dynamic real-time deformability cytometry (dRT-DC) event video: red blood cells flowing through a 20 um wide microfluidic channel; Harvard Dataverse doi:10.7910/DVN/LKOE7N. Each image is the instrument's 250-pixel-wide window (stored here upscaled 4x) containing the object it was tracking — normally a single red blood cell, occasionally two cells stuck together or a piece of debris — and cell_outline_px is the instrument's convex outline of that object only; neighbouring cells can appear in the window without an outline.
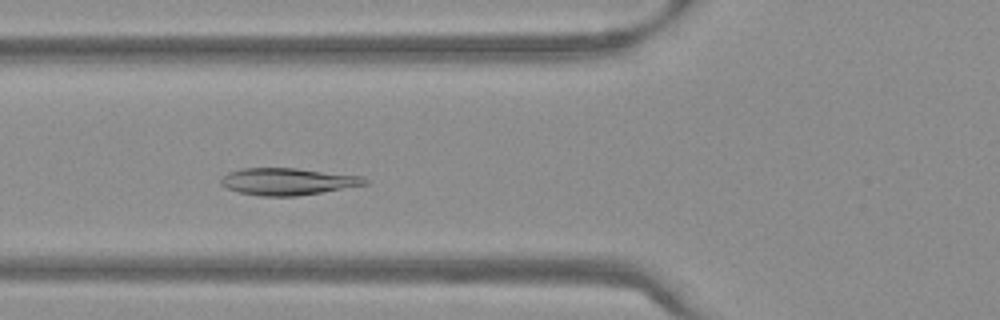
{"species": "Egyptian fruit bat (a non-hibernating species)", "species_latin": "Rousettus aegyptiacus", "temperature_condition": "warm", "stored_images_in_passage": 51, "camera_frame_rate_fps": 3000, "um_per_image_px": 0.085, "frame": {"image": 1, "passage_image": 17, "time_ms": 5.333, "image_size_px": [1000, 320], "cell_outline_px": [[368, 184], [296, 196], [260, 196], [240, 192], [228, 188], [220, 184], [220, 180], [228, 172], [240, 168], [296, 168], [364, 176], [368, 180]], "centroid_in_image_um": [24.46, 15.42], "position_along_channel_um": 101.3, "area_um2": 22.54}}
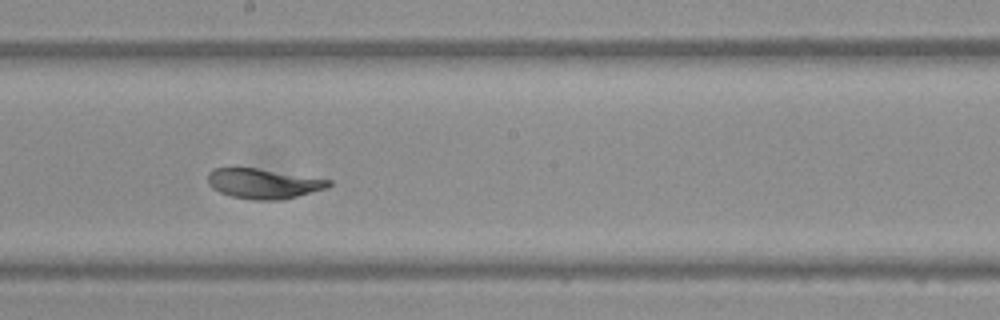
{"frame": {"image": 2, "passage_image": 27, "time_ms": 8.667, "image_size_px": [1000, 320], "cell_outline_px": [[332, 184], [328, 188], [284, 200], [252, 200], [232, 196], [220, 192], [212, 188], [208, 184], [208, 172], [216, 168], [256, 168], [332, 180]], "centroid_in_image_um": [22.42, 15.62], "position_along_channel_um": 225.8, "area_um2": 21.15}}
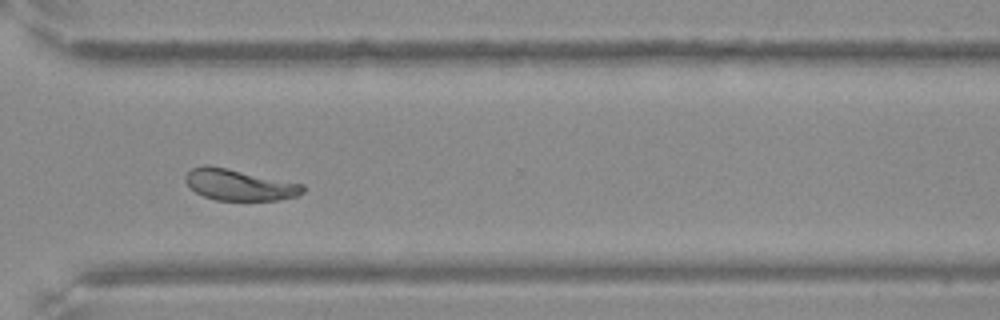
{"frame": {"image": 3, "passage_image": 37, "time_ms": 12.0, "image_size_px": [1000, 320], "cell_outline_px": [[304, 192], [296, 196], [276, 200], [216, 200], [204, 196], [196, 192], [184, 180], [184, 176], [192, 168], [204, 164], [228, 168], [304, 184]], "centroid_in_image_um": [20.33, 15.7], "position_along_channel_um": 350.3, "area_um2": 21.27}, "authors_computed_cell_mechanics": {"area_um2": 22.1374, "velocity_mm_per_s": 3.731, "shape_relaxation_time_tau1_ms": 4.3838, "shape_relaxation_time_tau2_ms": 1.1492, "deformation_change_tau1": 0.1432, "deformation_change_tau2": 0.0527}}